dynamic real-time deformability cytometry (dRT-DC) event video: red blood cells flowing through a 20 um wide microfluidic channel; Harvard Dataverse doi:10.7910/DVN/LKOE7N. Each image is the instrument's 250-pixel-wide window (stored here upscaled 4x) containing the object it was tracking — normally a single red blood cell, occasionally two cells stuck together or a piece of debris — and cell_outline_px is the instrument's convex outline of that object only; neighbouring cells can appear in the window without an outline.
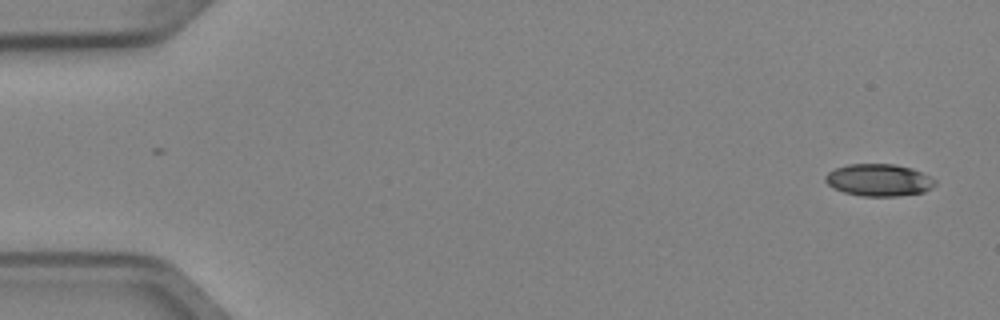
{"species": "Egyptian fruit bat (a non-hibernating species)", "species_latin": "Rousettus aegyptiacus", "temperature_condition": "cold", "stored_images_in_passage": 6, "camera_frame_rate_fps": 3000, "um_per_image_px": 0.085, "animal": {"sex": "female"}, "frame": {"image": 1, "passage_image": 1, "time_ms": 0.0, "image_size_px": [1000, 320], "cell_outline_px": [[936, 184], [932, 188], [924, 192], [900, 196], [860, 196], [844, 192], [832, 188], [824, 180], [824, 176], [828, 172], [836, 168], [848, 164], [896, 164], [912, 168], [936, 180]], "centroid_in_image_um": [74.69, 15.31], "position_along_channel_um": 10.3, "area_um2": 20.69}}
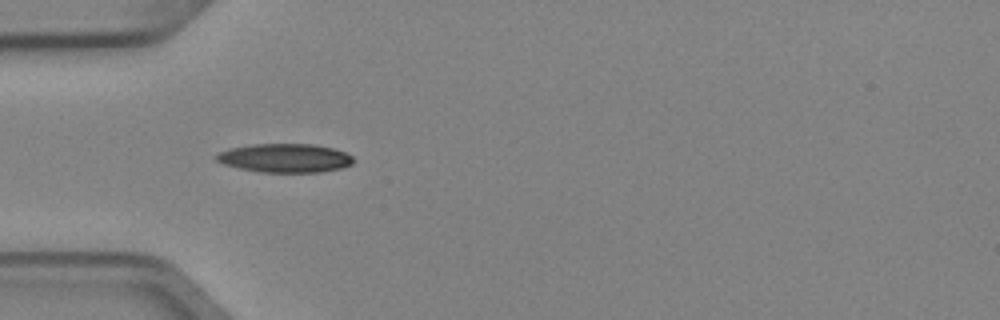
{"frame": {"image": 2, "passage_image": 5, "time_ms": 1.333, "image_size_px": [1000, 320], "cell_outline_px": [[352, 164], [340, 168], [320, 172], [260, 172], [240, 168], [224, 164], [216, 160], [212, 156], [228, 148], [252, 144], [312, 144], [332, 148], [344, 152], [352, 156]], "centroid_in_image_um": [24.17, 13.43], "position_along_channel_um": 60.8, "area_um2": 22.89}}
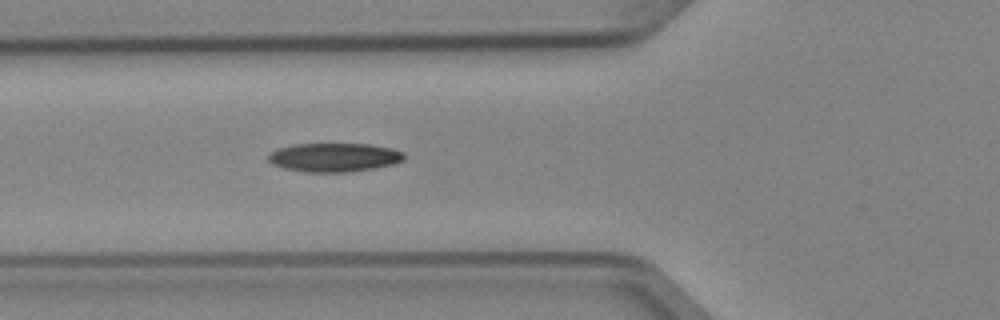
{"frame": {"image": 3, "passage_image": 6, "time_ms": 1.667, "image_size_px": [1000, 320], "cell_outline_px": [[404, 160], [392, 164], [372, 168], [348, 172], [304, 172], [284, 168], [272, 164], [268, 160], [268, 156], [276, 148], [292, 144], [368, 144], [392, 148], [404, 152]], "centroid_in_image_um": [28.38, 13.37], "position_along_channel_um": 97.4, "area_um2": 22.77}}